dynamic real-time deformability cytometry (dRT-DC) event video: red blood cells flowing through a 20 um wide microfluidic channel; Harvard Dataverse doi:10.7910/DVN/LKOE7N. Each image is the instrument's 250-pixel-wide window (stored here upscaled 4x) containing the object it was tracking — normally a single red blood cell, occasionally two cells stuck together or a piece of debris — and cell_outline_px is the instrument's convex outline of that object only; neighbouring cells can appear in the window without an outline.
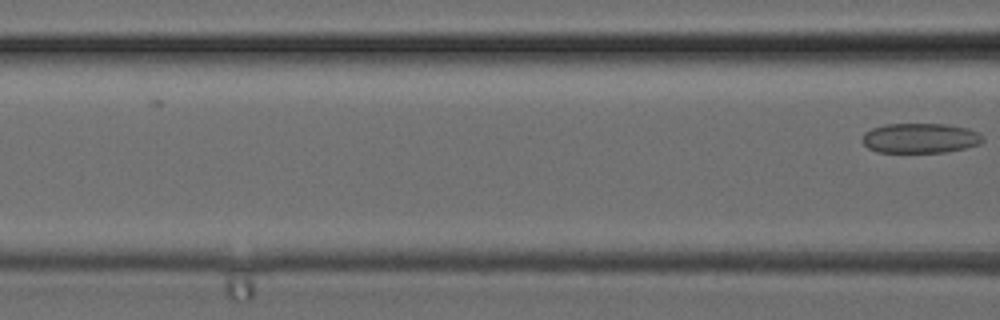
{"species": "common noctule bat (a hibernating species)", "species_latin": "Nyctalus noctula", "temperature_condition": "cold", "stored_images_in_passage": 5, "segment_of_instrument_passage": [2, 2], "camera_frame_rate_fps": 3000, "um_per_image_px": 0.085, "animal": {"sex": "female", "body_mass_g": 24.6, "forearm_length_mm": 56.2}, "frame": {"image": 1, "passage_image": 5, "time_ms": 1.333, "image_size_px": [1000, 320], "cell_outline_px": [[984, 140], [980, 144], [964, 148], [944, 152], [876, 152], [868, 148], [860, 140], [864, 132], [872, 128], [884, 124], [948, 124], [968, 128], [980, 132], [984, 136]], "centroid_in_image_um": [78.22, 11.73], "position_along_channel_um": 88.4, "area_um2": 21.27}}